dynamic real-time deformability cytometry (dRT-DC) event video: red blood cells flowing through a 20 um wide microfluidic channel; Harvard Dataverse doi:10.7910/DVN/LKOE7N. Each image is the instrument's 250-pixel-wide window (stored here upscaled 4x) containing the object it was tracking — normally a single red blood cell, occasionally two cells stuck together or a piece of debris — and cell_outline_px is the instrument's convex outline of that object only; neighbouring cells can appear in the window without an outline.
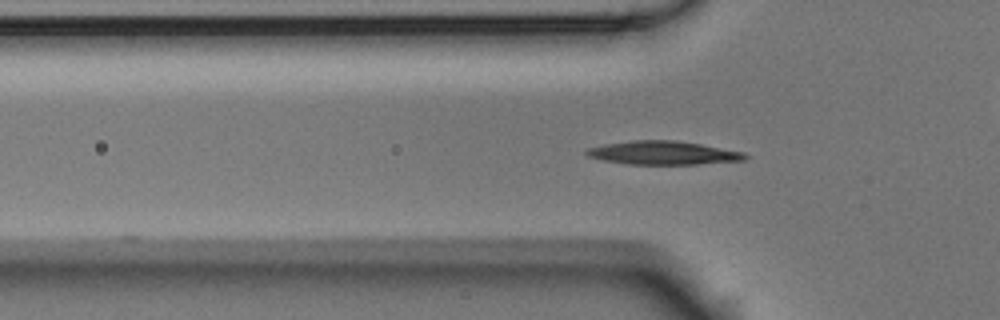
{"species": "Egyptian fruit bat (a non-hibernating species)", "species_latin": "Rousettus aegyptiacus", "temperature_condition": "room temperature", "stored_images_in_passage": 45, "camera_frame_rate_fps": 3000, "um_per_image_px": 0.085, "animal": {"sex": "male"}, "frame": {"image": 1, "passage_image": 8, "time_ms": 2.333, "image_size_px": [1000, 320], "cell_outline_px": [[748, 156], [744, 160], [696, 164], [628, 164], [604, 160], [588, 156], [584, 152], [588, 148], [604, 144], [632, 140], [676, 140], [700, 144], [744, 152]], "centroid_in_image_um": [56.35, 12.99], "position_along_channel_um": 69.4, "area_um2": 21.56}}
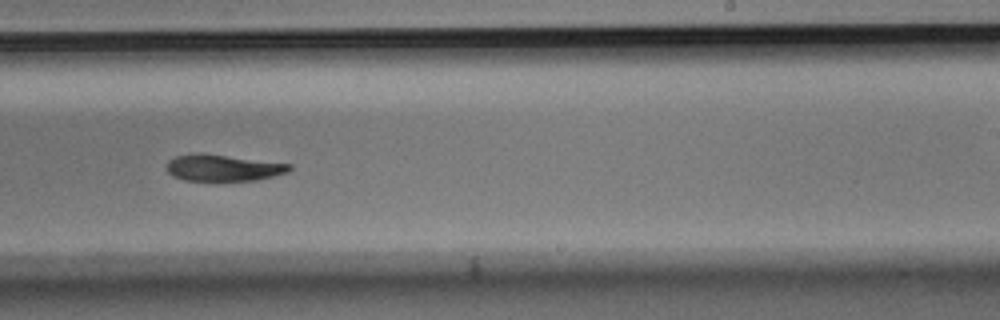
{"frame": {"image": 2, "passage_image": 24, "time_ms": 7.667, "image_size_px": [1000, 320], "cell_outline_px": [[292, 168], [288, 172], [256, 180], [184, 180], [172, 176], [168, 172], [168, 160], [176, 156], [196, 152], [200, 152], [292, 164]], "centroid_in_image_um": [18.95, 14.25], "position_along_channel_um": 270.0, "area_um2": 18.9}}
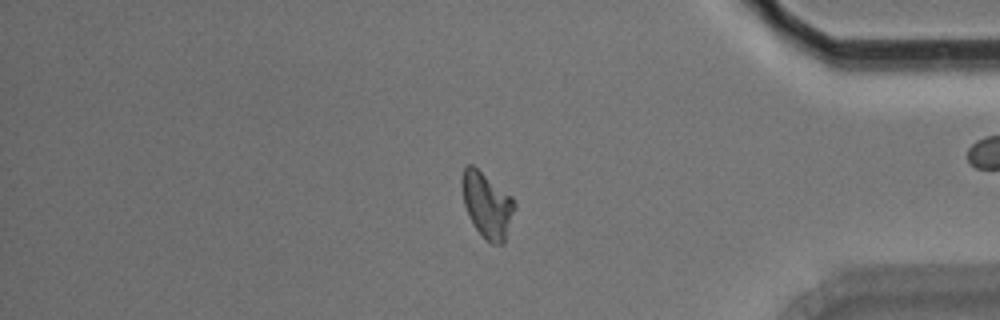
{"frame": {"image": 3, "passage_image": 36, "time_ms": 11.667, "image_size_px": [1000, 320], "cell_outline_px": [[516, 208], [504, 244], [492, 244], [476, 228], [464, 204], [460, 184], [460, 180], [464, 168], [468, 164], [472, 164], [512, 196], [516, 204]], "centroid_in_image_um": [41.42, 17.39], "position_along_channel_um": 393.8, "area_um2": 20.0}, "authors_computed_cell_mechanics": {"area_um2": 20.2878, "velocity_mm_per_s": 3.7499, "shape_relaxation_time_tau1_ms": 5.1241, "shape_relaxation_time_tau2_ms": null, "deformation_change_tau1": 0.1471, "deformation_change_tau2": null}}